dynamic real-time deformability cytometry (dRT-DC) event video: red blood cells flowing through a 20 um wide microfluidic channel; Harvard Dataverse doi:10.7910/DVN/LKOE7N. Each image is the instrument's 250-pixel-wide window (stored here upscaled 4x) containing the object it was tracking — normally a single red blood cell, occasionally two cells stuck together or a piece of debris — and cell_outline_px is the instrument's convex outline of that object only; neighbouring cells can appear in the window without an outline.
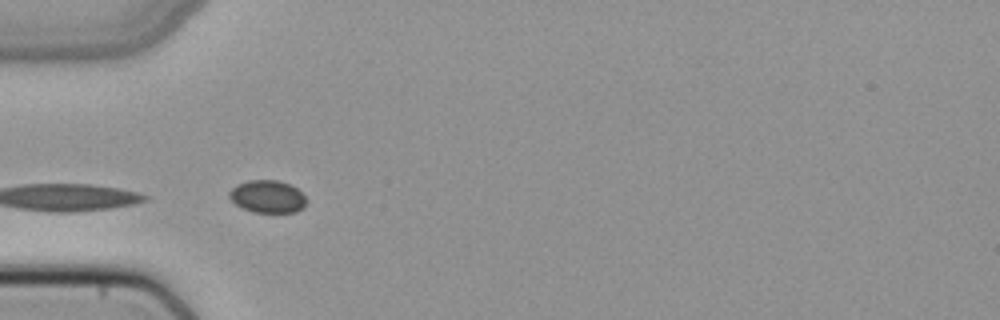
{"species": "common noctule bat (a hibernating species)", "species_latin": "Nyctalus noctula", "temperature_condition": "cold", "stored_images_in_passage": 36, "camera_frame_rate_fps": 3000, "um_per_image_px": 0.085, "animal": {"sex": "female", "body_mass_g": 22.7, "forearm_length_mm": 54.2}, "frame": {"image": 1, "passage_image": 1, "time_ms": 0.0, "image_size_px": [1000, 320], "cell_outline_px": [[304, 208], [296, 212], [256, 212], [244, 208], [236, 204], [228, 196], [228, 192], [236, 184], [248, 180], [276, 180], [292, 184], [304, 196]], "centroid_in_image_um": [22.72, 16.69], "position_along_channel_um": 62.3, "area_um2": 14.51}}
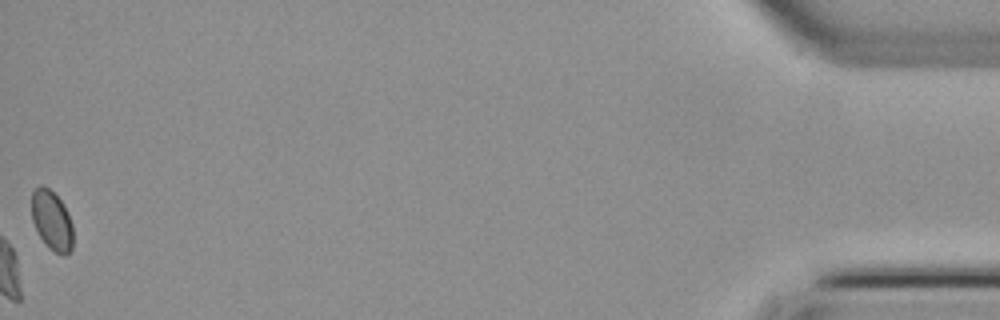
{"frame": {"image": 2, "passage_image": 36, "time_ms": 11.667, "image_size_px": [1000, 320], "cell_outline_px": [[72, 248], [64, 256], [48, 248], [40, 236], [32, 220], [32, 192], [40, 184], [48, 188], [60, 200], [68, 212], [72, 224]], "centroid_in_image_um": [4.4, 18.74], "position_along_channel_um": 430.8, "area_um2": 14.22}}